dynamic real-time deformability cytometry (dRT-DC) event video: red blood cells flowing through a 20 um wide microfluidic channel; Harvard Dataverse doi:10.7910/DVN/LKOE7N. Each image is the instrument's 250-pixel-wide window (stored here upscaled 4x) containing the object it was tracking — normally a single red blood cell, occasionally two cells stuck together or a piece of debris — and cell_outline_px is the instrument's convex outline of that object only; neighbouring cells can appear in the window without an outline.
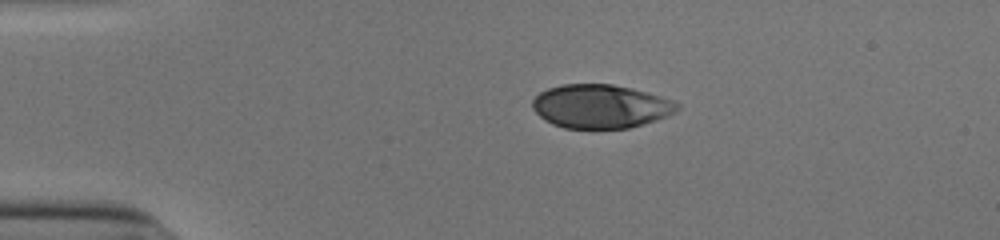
{"species": "human", "species_latin": "Homo sapiens", "temperature_condition": "cold", "stored_images_in_passage": 42, "camera_frame_rate_fps": 3000, "um_per_image_px": 0.085, "donor": {"sex": "male"}, "frame": {"image": 1, "passage_image": 1, "time_ms": 0.0, "image_size_px": [1000, 240], "cell_outline_px": [[680, 108], [676, 112], [668, 116], [644, 124], [628, 128], [564, 128], [552, 124], [544, 120], [532, 108], [532, 100], [540, 92], [548, 88], [564, 84], [612, 84], [660, 96], [672, 100], [680, 104]], "centroid_in_image_um": [51.05, 9.05], "position_along_channel_um": 34.0, "area_um2": 36.76}}
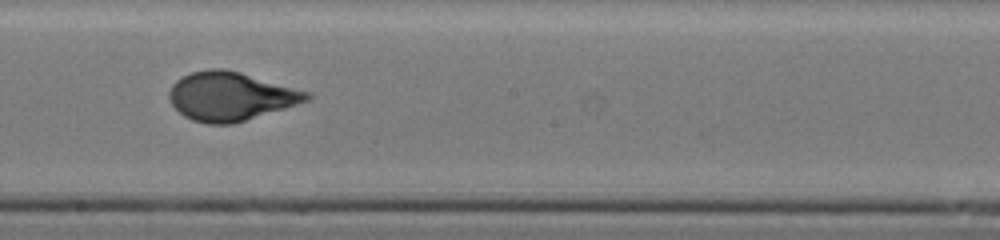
{"frame": {"image": 2, "passage_image": 20, "time_ms": 6.333, "image_size_px": [1000, 240], "cell_outline_px": [[312, 96], [308, 100], [232, 124], [208, 124], [192, 120], [184, 116], [172, 104], [168, 96], [168, 92], [172, 84], [176, 80], [192, 72], [208, 68], [224, 68], [240, 72], [308, 92]], "centroid_in_image_um": [19.53, 8.17], "position_along_channel_um": 228.7, "area_um2": 38.44}}
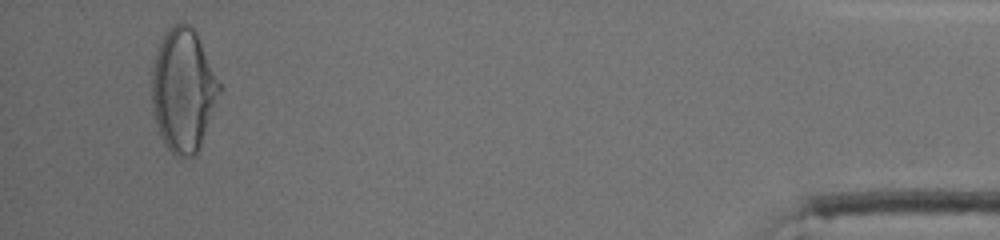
{"frame": {"image": 3, "passage_image": 40, "time_ms": 13.0, "image_size_px": [1000, 240], "cell_outline_px": [[224, 88], [200, 144], [196, 152], [192, 156], [172, 156], [164, 144], [152, 112], [152, 68], [156, 52], [160, 40], [168, 28], [176, 24], [188, 24], [196, 32]], "centroid_in_image_um": [15.59, 7.66], "position_along_channel_um": 419.6, "area_um2": 48.78}, "authors_computed_cell_mechanics": {"area_um2": 38.3214, "velocity_mm_per_s": 3.9081, "shape_relaxation_time_tau1_ms": 4.466, "shape_relaxation_time_tau2_ms": null, "deformation_change_tau1": 0.1864, "deformation_change_tau2": null}}